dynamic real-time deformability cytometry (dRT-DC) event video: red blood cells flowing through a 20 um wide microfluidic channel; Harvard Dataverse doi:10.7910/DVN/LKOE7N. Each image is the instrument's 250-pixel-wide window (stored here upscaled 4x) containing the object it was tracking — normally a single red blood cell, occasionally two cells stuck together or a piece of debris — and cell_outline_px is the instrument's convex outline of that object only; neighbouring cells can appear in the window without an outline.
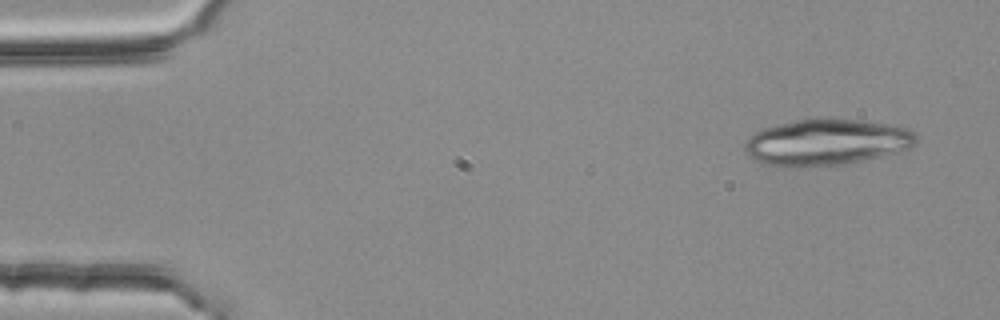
{"species": "common noctule bat (a hibernating species)", "species_latin": "Nyctalus noctula", "temperature_condition": "room temperature", "stored_images_in_passage": 3, "camera_frame_rate_fps": 3000, "um_per_image_px": 0.085, "animal": {"sex": "female", "body_mass_g": 25.1}, "frame": {"image": 1, "passage_image": 1, "time_ms": 0.0, "image_size_px": [1000, 320], "cell_outline_px": [[916, 144], [900, 152], [848, 164], [768, 164], [756, 160], [748, 156], [744, 152], [744, 148], [748, 140], [756, 132], [764, 128], [776, 124], [816, 116], [824, 116], [888, 124], [908, 128], [916, 136]], "centroid_in_image_um": [70.31, 12.03], "position_along_channel_um": 14.7, "area_um2": 45.72}}